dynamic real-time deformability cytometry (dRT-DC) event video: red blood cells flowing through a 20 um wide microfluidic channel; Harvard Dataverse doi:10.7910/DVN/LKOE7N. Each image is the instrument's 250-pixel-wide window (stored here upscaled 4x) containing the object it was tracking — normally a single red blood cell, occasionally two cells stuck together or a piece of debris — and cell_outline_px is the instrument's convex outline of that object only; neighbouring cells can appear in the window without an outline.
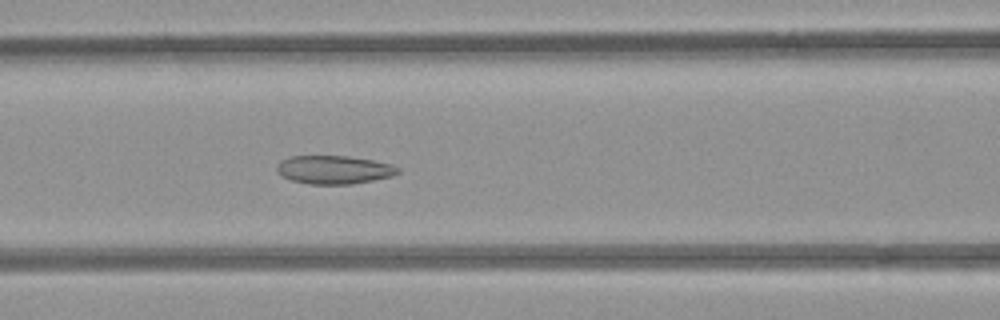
{"species": "common noctule bat (a hibernating species)", "species_latin": "Nyctalus noctula", "temperature_condition": "room temperature", "stored_images_in_passage": 53, "camera_frame_rate_fps": 3000, "um_per_image_px": 0.085, "animal": {"sex": "female", "body_mass_g": 21.9}, "frame": {"image": 1, "passage_image": 22, "time_ms": 7.0, "image_size_px": [1000, 320], "cell_outline_px": [[400, 172], [392, 176], [352, 184], [308, 184], [292, 180], [280, 176], [276, 172], [276, 164], [280, 160], [288, 156], [348, 156], [372, 160], [392, 164], [400, 168]], "centroid_in_image_um": [28.35, 14.42], "position_along_channel_um": 138.3, "area_um2": 20.23}}
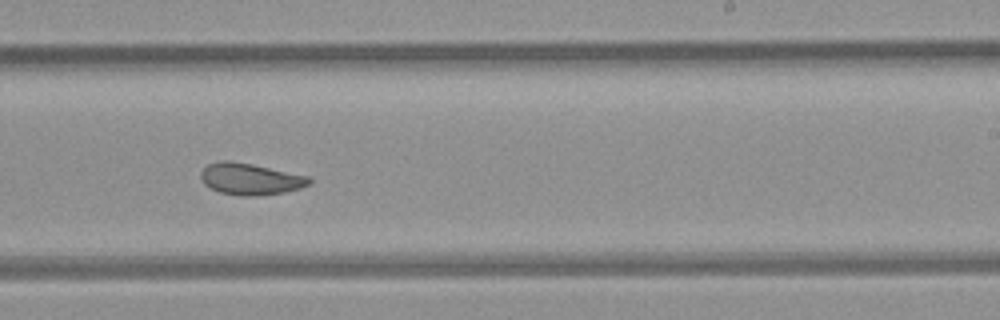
{"frame": {"image": 2, "passage_image": 32, "time_ms": 10.333, "image_size_px": [1000, 320], "cell_outline_px": [[312, 184], [300, 188], [284, 192], [256, 196], [240, 196], [220, 192], [204, 184], [200, 180], [200, 172], [208, 164], [220, 160], [228, 160], [252, 164], [308, 176], [312, 180]], "centroid_in_image_um": [21.27, 15.21], "position_along_channel_um": 267.7, "area_um2": 20.0}}
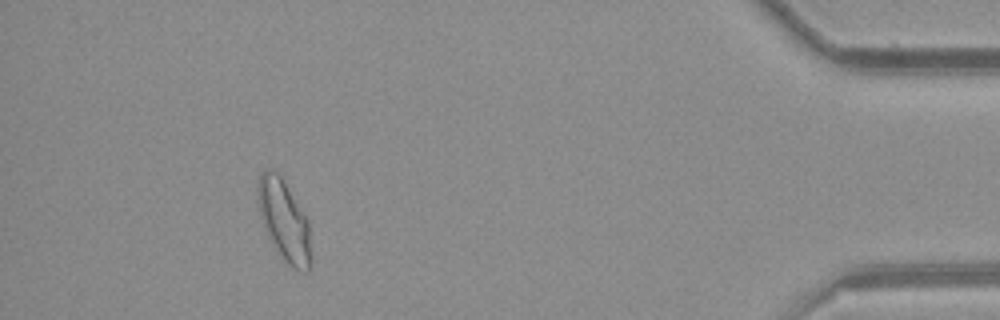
{"frame": {"image": 3, "passage_image": 48, "time_ms": 15.667, "image_size_px": [1000, 320], "cell_outline_px": [[312, 264], [308, 272], [304, 272], [292, 268], [284, 260], [268, 236], [264, 228], [260, 216], [256, 192], [256, 184], [260, 172], [264, 168], [272, 168], [280, 176], [304, 216], [308, 224], [312, 256]], "centroid_in_image_um": [24.12, 18.76], "position_along_channel_um": 411.1, "area_um2": 24.97}, "authors_computed_cell_mechanics": {"area_um2": 22.0796, "velocity_mm_per_s": 3.8935, "shape_relaxation_time_tau1_ms": null, "shape_relaxation_time_tau2_ms": 2.2185, "deformation_change_tau1": null, "deformation_change_tau2": 0.0728}}